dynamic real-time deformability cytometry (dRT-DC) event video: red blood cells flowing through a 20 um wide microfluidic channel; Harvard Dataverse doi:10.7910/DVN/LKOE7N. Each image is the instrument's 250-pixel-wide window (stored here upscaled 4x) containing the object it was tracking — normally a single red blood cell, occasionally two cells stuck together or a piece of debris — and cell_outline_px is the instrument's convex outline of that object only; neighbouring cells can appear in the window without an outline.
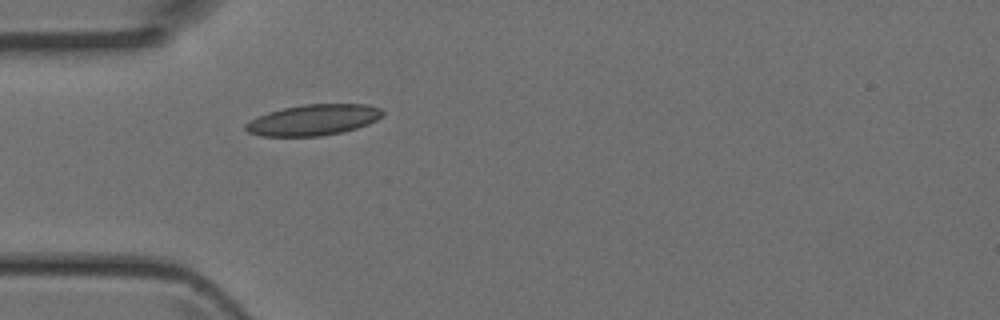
{"species": "Egyptian fruit bat (a non-hibernating species)", "species_latin": "Rousettus aegyptiacus", "temperature_condition": "room temperature", "stored_images_in_passage": 1, "camera_frame_rate_fps": 3000, "um_per_image_px": 0.085, "animal": {"sex": "female"}, "frame": {"image": 1, "passage_image": 1, "time_ms": 0.0, "image_size_px": [1000, 320], "cell_outline_px": [[384, 116], [368, 124], [356, 128], [340, 132], [320, 136], [260, 136], [248, 132], [244, 128], [244, 124], [268, 112], [284, 108], [304, 104], [368, 104], [380, 108], [384, 112]], "centroid_in_image_um": [26.66, 10.19], "position_along_channel_um": 58.3, "area_um2": 24.57}}